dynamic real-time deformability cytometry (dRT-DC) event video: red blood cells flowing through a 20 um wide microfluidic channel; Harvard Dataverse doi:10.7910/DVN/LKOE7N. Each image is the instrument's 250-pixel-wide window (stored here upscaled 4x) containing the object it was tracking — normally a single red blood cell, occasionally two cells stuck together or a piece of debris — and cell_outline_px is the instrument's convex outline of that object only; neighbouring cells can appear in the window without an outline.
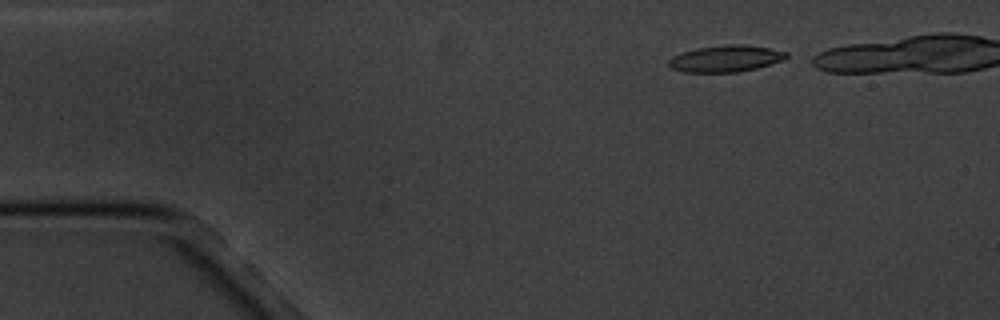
{"species": "common noctule bat (a hibernating species)", "species_latin": "Nyctalus noctula", "temperature_condition": "cold", "stored_images_in_passage": 6, "camera_frame_rate_fps": 3000, "um_per_image_px": 0.085, "animal": {"sex": "male", "body_mass_g": 20.1, "forearm_length_mm": 53.5}, "frame": {"image": 1, "passage_image": 1, "time_ms": 0.0, "image_size_px": [1000, 320], "cell_outline_px": [[788, 56], [784, 60], [756, 68], [736, 72], [684, 72], [668, 68], [668, 60], [672, 56], [696, 48], [724, 44], [744, 44], [768, 48], [788, 52]], "centroid_in_image_um": [61.66, 4.98], "position_along_channel_um": 23.3, "area_um2": 18.32}}